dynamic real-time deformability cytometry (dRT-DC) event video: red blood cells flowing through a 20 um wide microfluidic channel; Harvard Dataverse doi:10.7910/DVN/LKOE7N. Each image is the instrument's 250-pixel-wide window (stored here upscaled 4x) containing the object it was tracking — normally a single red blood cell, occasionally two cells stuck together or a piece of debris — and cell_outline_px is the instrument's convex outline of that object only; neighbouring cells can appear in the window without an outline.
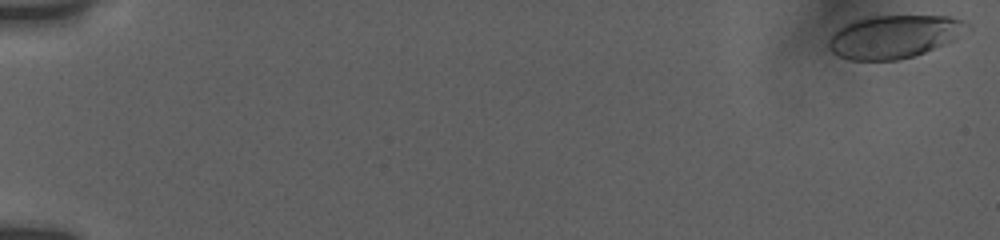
{"species": "human", "species_latin": "Homo sapiens", "temperature_condition": "room temperature", "stored_images_in_passage": 24, "camera_frame_rate_fps": 3000, "um_per_image_px": 0.085, "donor": {"sex": "female"}, "frame": {"image": 1, "passage_image": 1, "time_ms": 0.0, "image_size_px": [1000, 240], "cell_outline_px": [[972, 28], [952, 40], [944, 44], [924, 52], [912, 56], [896, 60], [848, 60], [832, 52], [828, 48], [828, 40], [832, 32], [844, 24], [852, 20], [868, 16], [948, 16], [968, 20], [972, 24]], "centroid_in_image_um": [76.0, 3.09], "position_along_channel_um": 9.0, "area_um2": 35.08}}
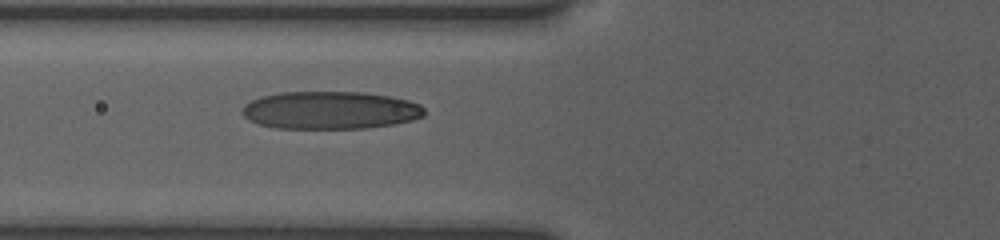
{"frame": {"image": 2, "passage_image": 21, "time_ms": 7.333, "image_size_px": [1000, 240], "cell_outline_px": [[424, 116], [412, 120], [396, 124], [368, 128], [276, 128], [260, 124], [248, 120], [240, 112], [244, 104], [260, 96], [280, 92], [364, 92], [388, 96], [408, 100], [420, 104], [424, 108]], "centroid_in_image_um": [28.06, 9.37], "position_along_channel_um": 97.7, "area_um2": 40.29}}
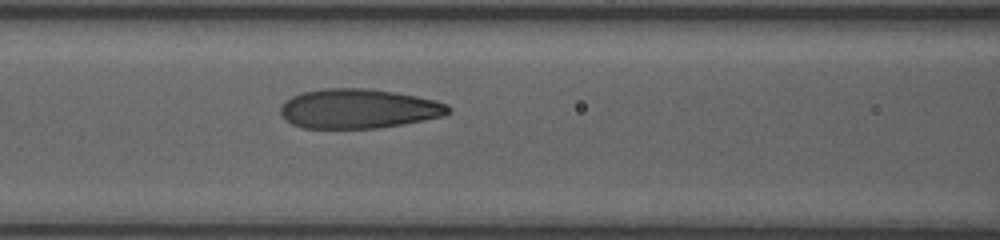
{"frame": {"image": 3, "passage_image": 24, "time_ms": 8.333, "image_size_px": [1000, 240], "cell_outline_px": [[452, 112], [444, 116], [404, 124], [376, 128], [304, 128], [292, 124], [280, 112], [280, 108], [292, 96], [304, 92], [324, 88], [368, 88], [416, 96], [436, 100], [448, 104], [452, 108]], "centroid_in_image_um": [30.54, 9.24], "position_along_channel_um": 136.1, "area_um2": 38.55}}